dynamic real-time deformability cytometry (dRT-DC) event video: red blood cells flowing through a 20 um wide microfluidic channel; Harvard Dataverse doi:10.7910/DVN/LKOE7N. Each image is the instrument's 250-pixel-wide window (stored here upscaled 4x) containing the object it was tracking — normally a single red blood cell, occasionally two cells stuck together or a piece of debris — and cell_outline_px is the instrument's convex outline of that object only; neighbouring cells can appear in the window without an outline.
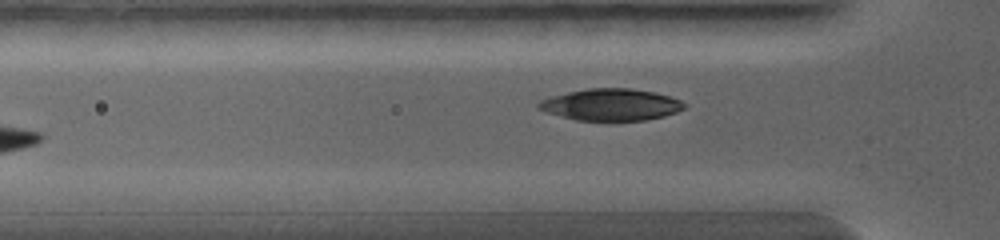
{"species": "common noctule bat (a hibernating species)", "species_latin": "Nyctalus noctula", "temperature_condition": "warm", "stored_images_in_passage": 3, "camera_frame_rate_fps": 5000, "um_per_image_px": 0.085, "animal": {"sex": "female", "body_mass_g": 19.0, "forearm_length_mm": 56.7}, "frame": {"image": 1, "passage_image": 3, "time_ms": 1.6, "image_size_px": [1000, 240], "cell_outline_px": [[688, 104], [684, 108], [676, 112], [664, 116], [644, 120], [576, 120], [560, 116], [536, 108], [536, 104], [540, 100], [552, 96], [568, 92], [588, 88], [632, 88], [656, 92], [680, 100]], "centroid_in_image_um": [51.93, 8.89], "position_along_channel_um": 73.9, "area_um2": 26.93}}